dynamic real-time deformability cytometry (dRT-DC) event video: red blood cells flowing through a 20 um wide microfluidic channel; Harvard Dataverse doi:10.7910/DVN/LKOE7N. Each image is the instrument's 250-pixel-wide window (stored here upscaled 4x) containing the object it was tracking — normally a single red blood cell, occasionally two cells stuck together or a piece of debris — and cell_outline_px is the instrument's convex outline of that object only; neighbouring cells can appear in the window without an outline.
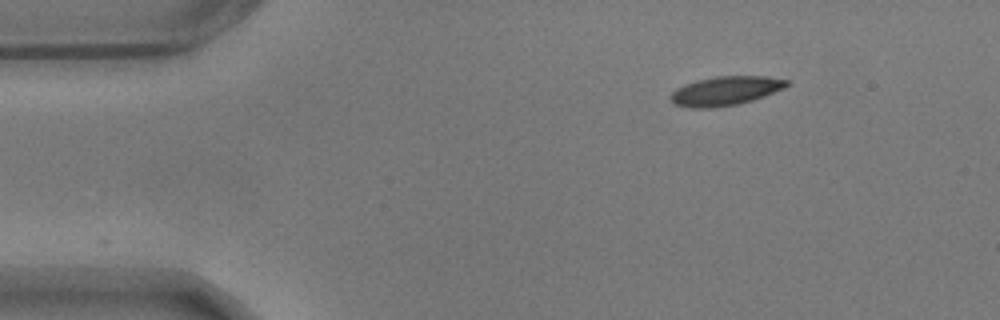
{"species": "common noctule bat (a hibernating species)", "species_latin": "Nyctalus noctula", "temperature_condition": "warm", "stored_images_in_passage": 6, "camera_frame_rate_fps": 3000, "um_per_image_px": 0.085, "animal": {"sex": "male", "body_mass_g": 17.9}, "frame": {"image": 1, "passage_image": 1, "time_ms": 0.0, "image_size_px": [1000, 320], "cell_outline_px": [[792, 84], [784, 88], [764, 96], [752, 100], [736, 104], [712, 108], [692, 108], [676, 104], [668, 96], [676, 88], [684, 84], [696, 80], [716, 76], [768, 76], [788, 80]], "centroid_in_image_um": [61.68, 7.71], "position_along_channel_um": 23.3, "area_um2": 19.71}}